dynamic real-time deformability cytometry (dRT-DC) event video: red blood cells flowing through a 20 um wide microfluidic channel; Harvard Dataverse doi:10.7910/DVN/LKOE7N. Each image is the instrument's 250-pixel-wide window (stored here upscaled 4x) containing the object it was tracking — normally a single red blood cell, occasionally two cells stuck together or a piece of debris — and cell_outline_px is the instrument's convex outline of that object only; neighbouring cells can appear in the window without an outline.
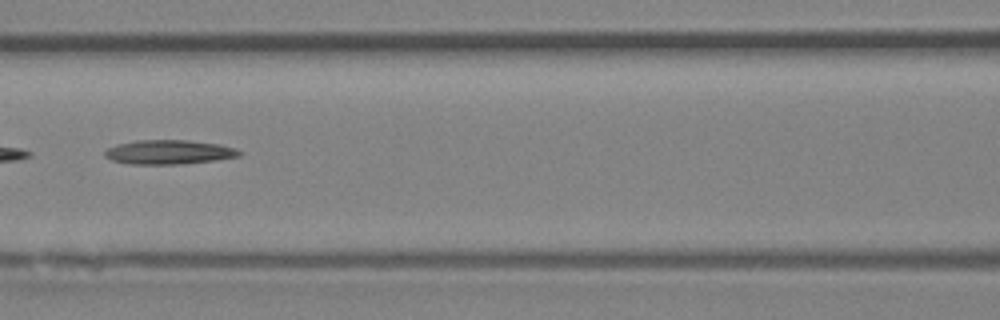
{"species": "Egyptian fruit bat (a non-hibernating species)", "species_latin": "Rousettus aegyptiacus", "temperature_condition": "room temperature", "stored_images_in_passage": 15, "camera_frame_rate_fps": 3000, "um_per_image_px": 0.085, "animal": {"sex": "female"}, "frame": {"image": 1, "passage_image": 7, "time_ms": 2.0, "image_size_px": [1000, 320], "cell_outline_px": [[244, 152], [240, 156], [212, 160], [180, 164], [128, 164], [112, 160], [104, 156], [104, 152], [108, 148], [116, 144], [136, 140], [188, 140], [220, 144], [236, 148]], "centroid_in_image_um": [14.35, 12.92], "position_along_channel_um": 152.2, "area_um2": 19.07}}